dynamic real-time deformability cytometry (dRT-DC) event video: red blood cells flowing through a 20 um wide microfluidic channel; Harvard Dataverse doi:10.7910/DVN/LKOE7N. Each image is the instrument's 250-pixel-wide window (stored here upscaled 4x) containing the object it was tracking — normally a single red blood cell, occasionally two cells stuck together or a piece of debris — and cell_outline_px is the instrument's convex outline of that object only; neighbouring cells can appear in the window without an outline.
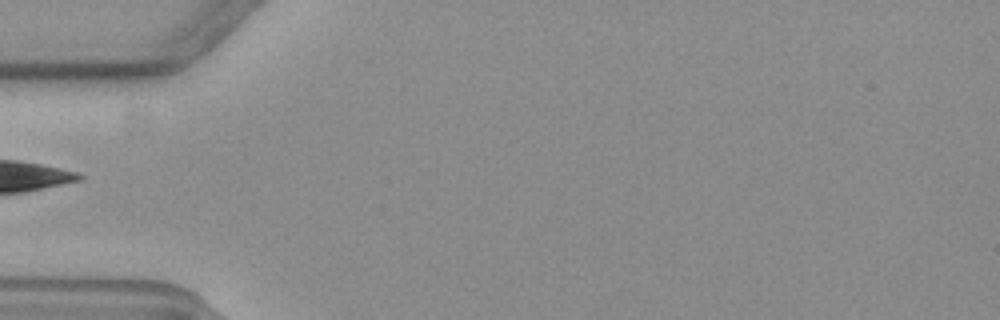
{"species": "common noctule bat (a hibernating species)", "species_latin": "Nyctalus noctula", "temperature_condition": "warm", "stored_images_in_passage": 39, "camera_frame_rate_fps": 3000, "um_per_image_px": 0.085, "animal": {"sex": "female", "body_mass_g": 19.3, "forearm_length_mm": 54.1}, "frame": {"image": 1, "passage_image": 1, "time_ms": 0.0, "image_size_px": [1000, 320], "cell_outline_px": [[172, 140], [168, 152], [160, 156], [92, 156], [72, 152], [48, 140], [52, 136], [88, 132], [148, 128], [156, 128], [168, 136]], "centroid_in_image_um": [9.9, 12.14], "position_along_channel_um": 75.1, "area_um2": 19.31}}